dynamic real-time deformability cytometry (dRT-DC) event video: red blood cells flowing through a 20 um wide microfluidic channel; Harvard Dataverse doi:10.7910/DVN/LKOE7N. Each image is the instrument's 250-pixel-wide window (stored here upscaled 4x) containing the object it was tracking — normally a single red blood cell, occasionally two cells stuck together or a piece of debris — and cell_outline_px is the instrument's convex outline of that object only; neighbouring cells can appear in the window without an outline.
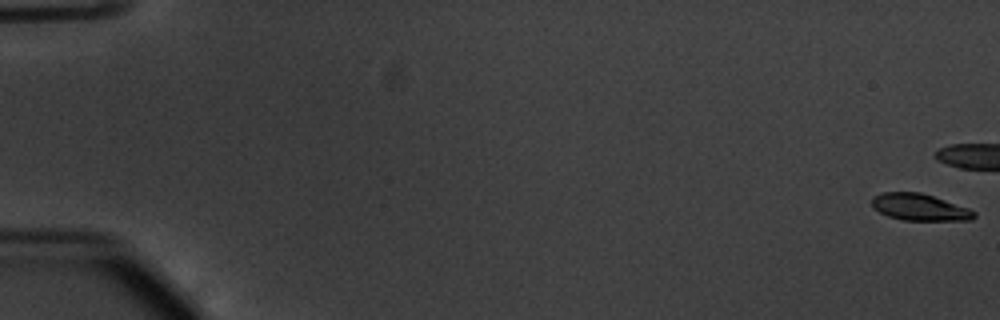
{"species": "common noctule bat (a hibernating species)", "species_latin": "Nyctalus noctula", "temperature_condition": "warm", "stored_images_in_passage": 18, "camera_frame_rate_fps": 3000, "um_per_image_px": 0.085, "animal": {"sex": "male", "body_mass_g": 20.1, "forearm_length_mm": 53.5}, "frame": {"image": 1, "passage_image": 1, "time_ms": 0.0, "image_size_px": [1000, 320], "cell_outline_px": [[976, 216], [972, 220], [904, 220], [888, 216], [872, 208], [872, 196], [884, 192], [920, 192], [968, 208], [976, 212]], "centroid_in_image_um": [78.15, 17.61], "position_along_channel_um": 6.9, "area_um2": 15.84}}